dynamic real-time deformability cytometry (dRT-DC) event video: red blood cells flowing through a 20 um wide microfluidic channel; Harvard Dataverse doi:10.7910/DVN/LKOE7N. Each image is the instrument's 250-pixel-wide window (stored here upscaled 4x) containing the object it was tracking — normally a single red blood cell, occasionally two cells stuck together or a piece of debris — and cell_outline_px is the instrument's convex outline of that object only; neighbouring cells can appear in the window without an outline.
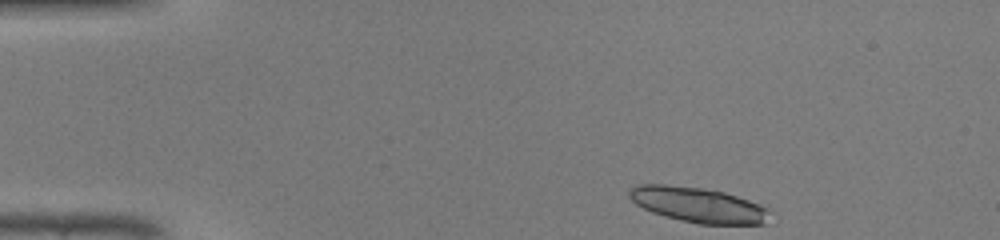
{"species": "common noctule bat (a hibernating species)", "species_latin": "Nyctalus noctula", "temperature_condition": "warm", "stored_images_in_passage": 41, "camera_frame_rate_fps": 3000, "um_per_image_px": 0.085, "animal": {"sex": "male", "body_mass_g": 19.0, "forearm_length_mm": 50.8}, "frame": {"image": 1, "passage_image": 1, "time_ms": 0.0, "image_size_px": [1000, 240], "cell_outline_px": [[776, 212], [764, 224], [700, 224], [680, 220], [652, 212], [636, 204], [628, 196], [628, 188], [636, 184], [668, 184], [700, 188], [724, 192], [748, 200], [768, 208]], "centroid_in_image_um": [59.36, 17.41], "position_along_channel_um": 25.6, "area_um2": 29.02}, "authors_computed_cell_mechanics": {"area_um2": 18.207, "velocity_mm_per_s": 4.2649, "shape_relaxation_time_tau1_ms": 5.659, "shape_relaxation_time_tau2_ms": null, "deformation_change_tau1": 0.2738, "deformation_change_tau2": null}}